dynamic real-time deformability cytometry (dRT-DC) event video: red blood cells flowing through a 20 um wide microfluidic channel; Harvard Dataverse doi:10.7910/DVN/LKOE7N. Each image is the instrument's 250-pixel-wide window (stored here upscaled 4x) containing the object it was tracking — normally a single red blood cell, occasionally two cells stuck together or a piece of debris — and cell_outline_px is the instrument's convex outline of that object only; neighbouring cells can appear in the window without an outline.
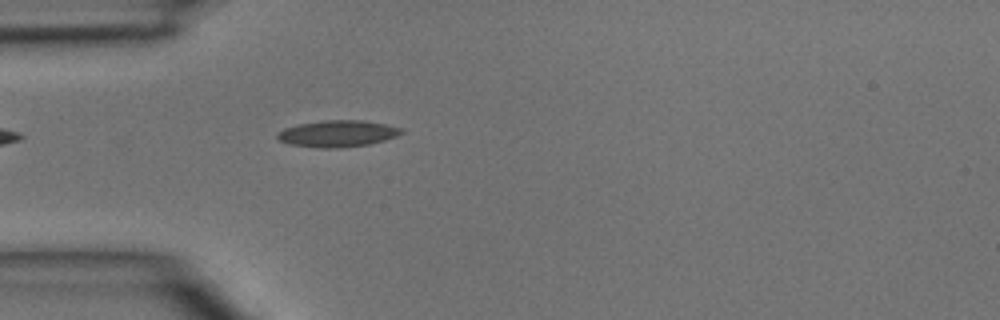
{"species": "common noctule bat (a hibernating species)", "species_latin": "Nyctalus noctula", "temperature_condition": "room temperature", "stored_images_in_passage": 4, "camera_frame_rate_fps": 3000, "um_per_image_px": 0.085, "animal": {"sex": "male", "body_mass_g": 15.6}, "frame": {"image": 1, "passage_image": 4, "time_ms": 1.0, "image_size_px": [1000, 320], "cell_outline_px": [[404, 132], [396, 136], [384, 140], [368, 144], [336, 148], [324, 148], [288, 144], [280, 140], [276, 136], [276, 132], [284, 128], [300, 124], [324, 120], [364, 120], [404, 128]], "centroid_in_image_um": [28.69, 11.35], "position_along_channel_um": 56.3, "area_um2": 19.13}}